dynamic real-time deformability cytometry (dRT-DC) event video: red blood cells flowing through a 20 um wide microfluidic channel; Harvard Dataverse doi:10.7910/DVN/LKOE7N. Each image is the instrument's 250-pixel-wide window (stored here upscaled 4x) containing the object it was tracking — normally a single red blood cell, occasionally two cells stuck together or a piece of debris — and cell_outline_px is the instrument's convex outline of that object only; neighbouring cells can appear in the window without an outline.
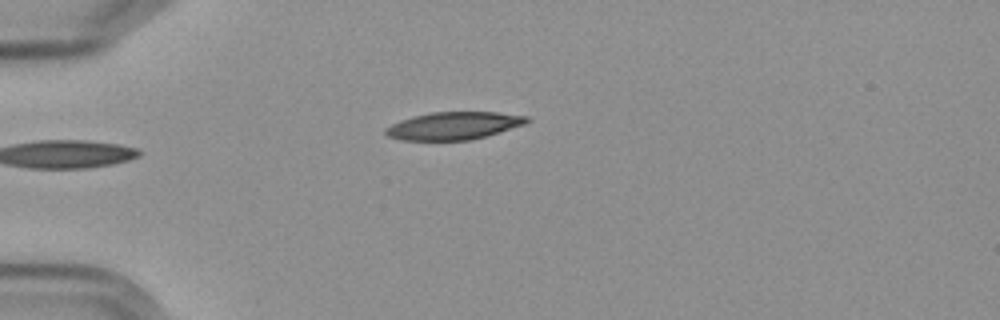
{"species": "Egyptian fruit bat (a non-hibernating species)", "species_latin": "Rousettus aegyptiacus", "temperature_condition": "cold", "stored_images_in_passage": 2, "camera_frame_rate_fps": 3000, "um_per_image_px": 0.085, "frame": {"image": 1, "passage_image": 2, "time_ms": 1.333, "image_size_px": [1000, 320], "cell_outline_px": [[528, 120], [524, 124], [484, 136], [468, 140], [400, 140], [388, 136], [384, 132], [384, 128], [400, 120], [412, 116], [432, 112], [496, 112], [528, 116]], "centroid_in_image_um": [38.5, 10.68], "position_along_channel_um": 46.5, "area_um2": 22.48}}